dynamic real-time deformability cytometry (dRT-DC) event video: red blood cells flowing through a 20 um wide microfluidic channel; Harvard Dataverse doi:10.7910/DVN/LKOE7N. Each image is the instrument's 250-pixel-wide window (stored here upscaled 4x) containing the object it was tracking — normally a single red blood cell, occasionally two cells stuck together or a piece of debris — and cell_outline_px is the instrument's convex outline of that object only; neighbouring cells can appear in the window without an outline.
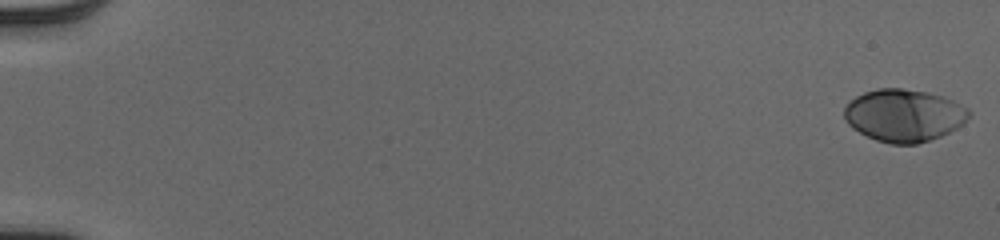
{"species": "human", "species_latin": "Homo sapiens", "temperature_condition": "cold", "stored_images_in_passage": 53, "camera_frame_rate_fps": 3000, "um_per_image_px": 0.085, "donor": {"sex": "male"}, "frame": {"image": 1, "passage_image": 1, "time_ms": 0.0, "image_size_px": [1000, 240], "cell_outline_px": [[972, 112], [956, 128], [940, 136], [916, 144], [892, 144], [876, 140], [852, 128], [848, 124], [844, 116], [844, 108], [856, 96], [864, 92], [876, 88], [900, 88], [928, 92], [952, 100], [968, 108]], "centroid_in_image_um": [76.81, 9.8], "position_along_channel_um": 8.2, "area_um2": 37.74}}
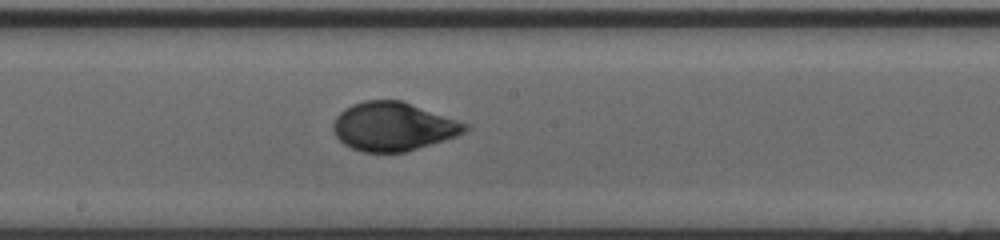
{"frame": {"image": 2, "passage_image": 31, "time_ms": 10.0, "image_size_px": [1000, 240], "cell_outline_px": [[472, 128], [456, 136], [444, 140], [404, 152], [364, 152], [352, 148], [344, 144], [336, 136], [332, 128], [332, 124], [336, 116], [344, 108], [352, 104], [364, 100], [400, 100], [472, 124]], "centroid_in_image_um": [33.44, 10.74], "position_along_channel_um": 214.8, "area_um2": 37.51}}
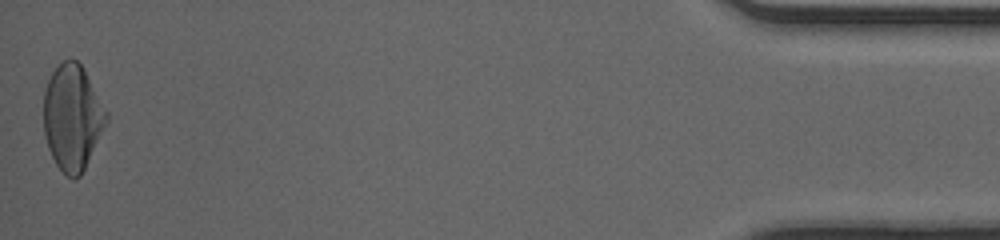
{"frame": {"image": 3, "passage_image": 53, "time_ms": 17.333, "image_size_px": [1000, 240], "cell_outline_px": [[108, 120], [80, 176], [72, 180], [56, 164], [48, 148], [44, 132], [44, 92], [48, 80], [52, 72], [68, 56], [76, 60], [80, 64], [108, 112]], "centroid_in_image_um": [6.14, 9.96], "position_along_channel_um": 429.1, "area_um2": 38.15}, "authors_computed_cell_mechanics": {"area_um2": 37.1076, "velocity_mm_per_s": 4.0343, "shape_relaxation_time_tau1_ms": 3.9504, "shape_relaxation_time_tau2_ms": null, "deformation_change_tau1": 0.1896, "deformation_change_tau2": null}}